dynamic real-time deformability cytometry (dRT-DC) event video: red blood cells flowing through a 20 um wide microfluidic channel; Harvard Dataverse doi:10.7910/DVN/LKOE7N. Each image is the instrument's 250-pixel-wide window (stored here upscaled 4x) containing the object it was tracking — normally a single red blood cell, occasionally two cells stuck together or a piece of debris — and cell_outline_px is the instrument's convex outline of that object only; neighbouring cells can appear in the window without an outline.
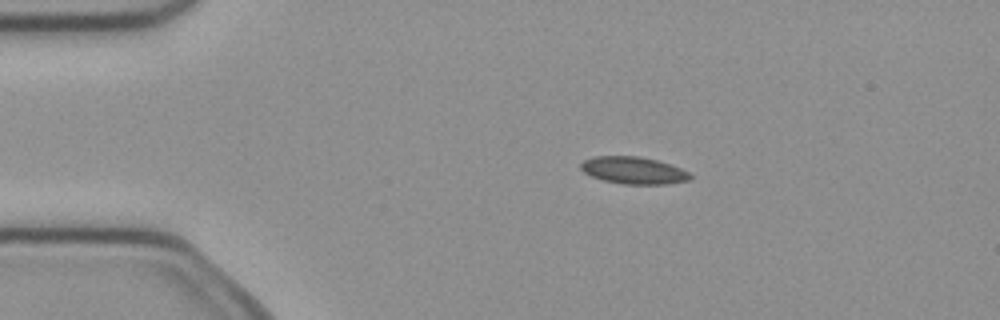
{"species": "common noctule bat (a hibernating species)", "species_latin": "Nyctalus noctula", "temperature_condition": "cold", "stored_images_in_passage": 5, "camera_frame_rate_fps": 3000, "um_per_image_px": 0.085, "animal": {"sex": "female", "body_mass_g": 21.9}, "frame": {"image": 1, "passage_image": 2, "time_ms": 0.333, "image_size_px": [1000, 320], "cell_outline_px": [[692, 176], [688, 180], [668, 184], [624, 184], [604, 180], [592, 176], [584, 172], [580, 168], [580, 164], [584, 160], [596, 156], [636, 156], [656, 160], [680, 168], [688, 172]], "centroid_in_image_um": [53.83, 14.48], "position_along_channel_um": 31.2, "area_um2": 17.05}}
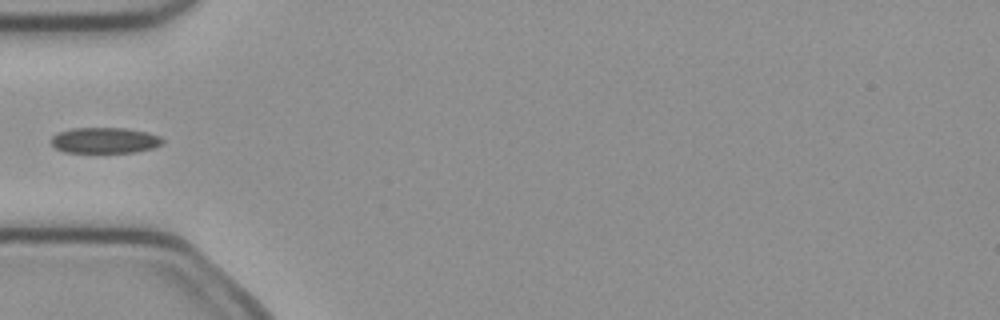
{"frame": {"image": 2, "passage_image": 4, "time_ms": 1.0, "image_size_px": [1000, 320], "cell_outline_px": [[164, 144], [152, 148], [136, 152], [64, 152], [56, 148], [52, 144], [52, 136], [60, 132], [72, 128], [124, 128], [148, 132], [160, 136], [164, 140]], "centroid_in_image_um": [8.95, 11.93], "position_along_channel_um": 76.1, "area_um2": 16.7}}